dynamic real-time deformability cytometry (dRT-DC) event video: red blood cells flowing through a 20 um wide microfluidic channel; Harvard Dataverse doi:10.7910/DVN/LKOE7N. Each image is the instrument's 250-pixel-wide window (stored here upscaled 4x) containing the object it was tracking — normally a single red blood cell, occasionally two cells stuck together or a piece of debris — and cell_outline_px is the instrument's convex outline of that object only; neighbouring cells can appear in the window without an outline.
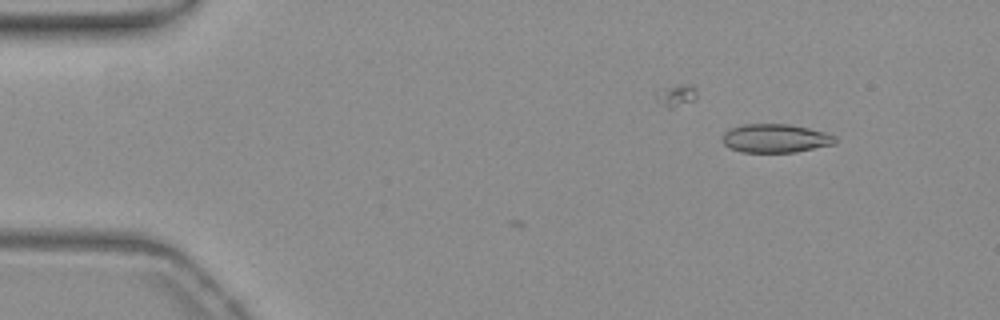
{"species": "common noctule bat (a hibernating species)", "species_latin": "Nyctalus noctula", "temperature_condition": "warm", "stored_images_in_passage": 7, "camera_frame_rate_fps": 3000, "um_per_image_px": 0.085, "animal": {"sex": "female", "body_mass_g": 19.3, "forearm_length_mm": 54.1}, "frame": {"image": 1, "passage_image": 7, "time_ms": 2.0, "image_size_px": [1000, 320], "cell_outline_px": [[836, 144], [796, 152], [740, 152], [724, 144], [724, 132], [732, 128], [744, 124], [788, 124], [808, 128], [824, 132], [836, 136]], "centroid_in_image_um": [65.96, 11.76], "position_along_channel_um": 19.0, "area_um2": 18.67}}